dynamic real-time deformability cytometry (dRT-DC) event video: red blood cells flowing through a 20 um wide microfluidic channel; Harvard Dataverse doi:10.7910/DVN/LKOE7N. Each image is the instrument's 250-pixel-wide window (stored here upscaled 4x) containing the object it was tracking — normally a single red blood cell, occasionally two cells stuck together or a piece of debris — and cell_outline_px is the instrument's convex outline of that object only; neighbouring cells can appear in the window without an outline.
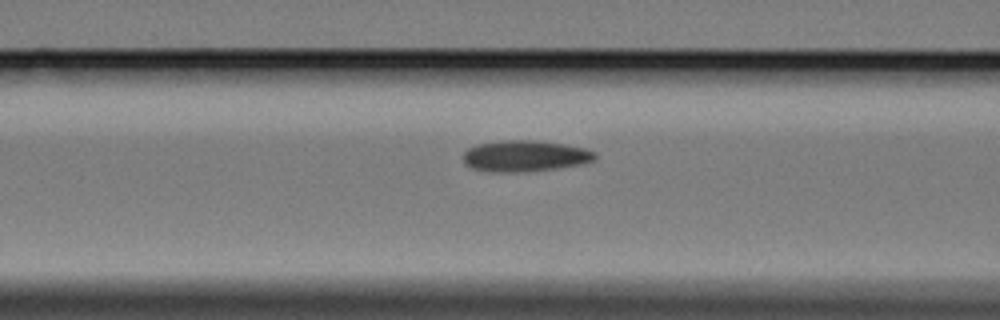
{"species": "Egyptian fruit bat (a non-hibernating species)", "species_latin": "Rousettus aegyptiacus", "temperature_condition": "cold", "stored_images_in_passage": 9, "segment_of_instrument_passage": [2, 2], "camera_frame_rate_fps": 3000, "um_per_image_px": 0.085, "animal": {"sex": "female"}, "frame": {"image": 1, "passage_image": 9, "time_ms": 9.667, "image_size_px": [1000, 320], "cell_outline_px": [[596, 160], [584, 164], [556, 168], [520, 172], [488, 172], [472, 168], [464, 164], [464, 152], [468, 148], [476, 144], [500, 140], [528, 140], [560, 144], [584, 148], [596, 152]], "centroid_in_image_um": [44.6, 13.27], "position_along_channel_um": 122.0, "area_um2": 23.99}}